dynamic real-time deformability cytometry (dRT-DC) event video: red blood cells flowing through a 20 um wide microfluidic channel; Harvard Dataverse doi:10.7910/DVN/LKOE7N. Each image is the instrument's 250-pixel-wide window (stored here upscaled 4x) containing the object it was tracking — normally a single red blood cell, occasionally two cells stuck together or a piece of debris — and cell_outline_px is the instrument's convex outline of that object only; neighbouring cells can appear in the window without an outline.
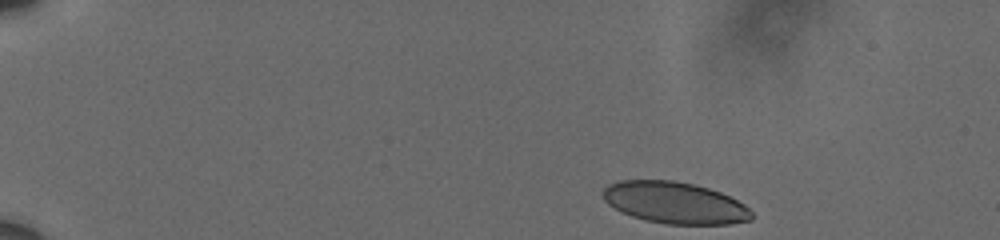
{"species": "human", "species_latin": "Homo sapiens", "temperature_condition": "cold", "stored_images_in_passage": 50, "camera_frame_rate_fps": 3000, "um_per_image_px": 0.085, "donor": {"sex": "male"}, "frame": {"image": 1, "passage_image": 1, "time_ms": 0.0, "image_size_px": [1000, 240], "cell_outline_px": [[752, 220], [728, 224], [664, 224], [644, 220], [620, 212], [608, 204], [604, 200], [604, 188], [608, 184], [620, 180], [672, 180], [692, 184], [708, 188], [720, 192], [744, 204], [752, 212]], "centroid_in_image_um": [57.34, 17.24], "position_along_channel_um": 27.7, "area_um2": 36.07}}
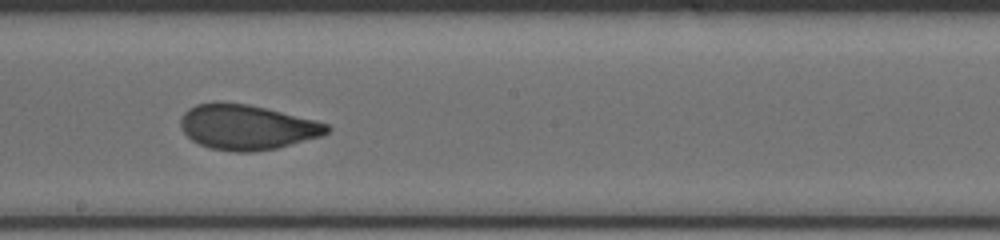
{"frame": {"image": 2, "passage_image": 27, "time_ms": 8.667, "image_size_px": [1000, 240], "cell_outline_px": [[332, 128], [328, 132], [320, 136], [276, 148], [252, 152], [232, 152], [208, 148], [192, 140], [180, 128], [180, 120], [184, 112], [188, 108], [196, 104], [216, 100], [220, 100], [248, 104], [316, 120], [328, 124]], "centroid_in_image_um": [20.94, 10.79], "position_along_channel_um": 227.3, "area_um2": 38.73}}
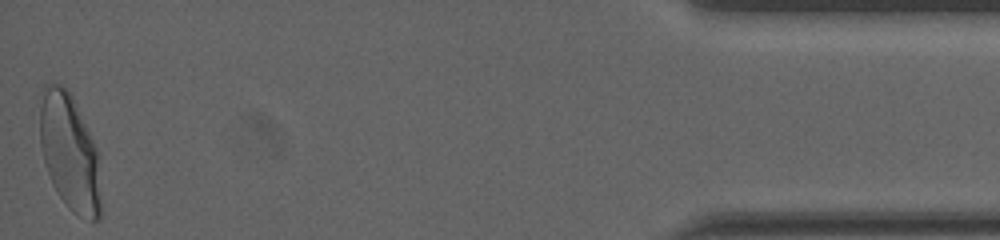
{"frame": {"image": 3, "passage_image": 50, "time_ms": 16.333, "image_size_px": [1000, 240], "cell_outline_px": [[100, 220], [92, 224], [76, 216], [68, 208], [52, 184], [44, 160], [40, 144], [40, 108], [44, 84], [56, 84], [64, 88], [72, 96], [96, 148], [100, 196]], "centroid_in_image_um": [5.91, 13.04], "position_along_channel_um": 429.3, "area_um2": 41.04}, "authors_computed_cell_mechanics": {"area_um2": 38.2636, "velocity_mm_per_s": 3.6023, "shape_relaxation_time_tau1_ms": 5.2203, "shape_relaxation_time_tau2_ms": null, "deformation_change_tau1": 0.1539, "deformation_change_tau2": null}}